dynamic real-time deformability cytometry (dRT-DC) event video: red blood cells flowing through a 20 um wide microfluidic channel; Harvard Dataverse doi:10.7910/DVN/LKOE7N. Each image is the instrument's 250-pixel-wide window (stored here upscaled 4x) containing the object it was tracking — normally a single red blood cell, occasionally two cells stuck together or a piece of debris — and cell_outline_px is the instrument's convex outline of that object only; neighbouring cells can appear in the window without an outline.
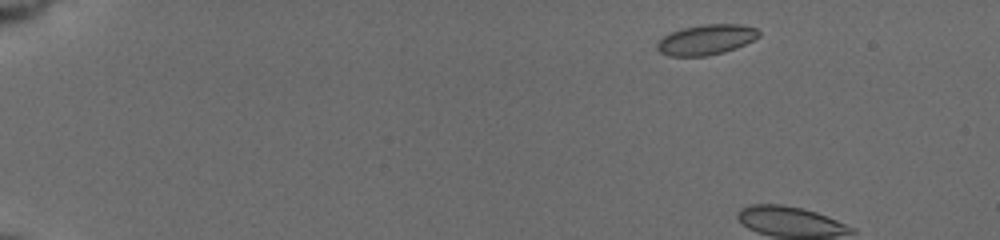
{"species": "common noctule bat (a hibernating species)", "species_latin": "Nyctalus noctula", "temperature_condition": "cold", "stored_images_in_passage": 5, "camera_frame_rate_fps": 3000, "um_per_image_px": 0.085, "animal": {"sex": "female", "body_mass_g": 19.5, "forearm_length_mm": 54.1}, "frame": {"image": 1, "passage_image": 1, "time_ms": 0.0, "image_size_px": [1000, 240], "cell_outline_px": [[760, 36], [736, 48], [724, 52], [704, 56], [668, 56], [660, 52], [656, 48], [656, 44], [664, 36], [672, 32], [684, 28], [704, 24], [740, 24], [756, 28], [760, 32]], "centroid_in_image_um": [60.03, 3.37], "position_along_channel_um": 25.0, "area_um2": 17.8}}